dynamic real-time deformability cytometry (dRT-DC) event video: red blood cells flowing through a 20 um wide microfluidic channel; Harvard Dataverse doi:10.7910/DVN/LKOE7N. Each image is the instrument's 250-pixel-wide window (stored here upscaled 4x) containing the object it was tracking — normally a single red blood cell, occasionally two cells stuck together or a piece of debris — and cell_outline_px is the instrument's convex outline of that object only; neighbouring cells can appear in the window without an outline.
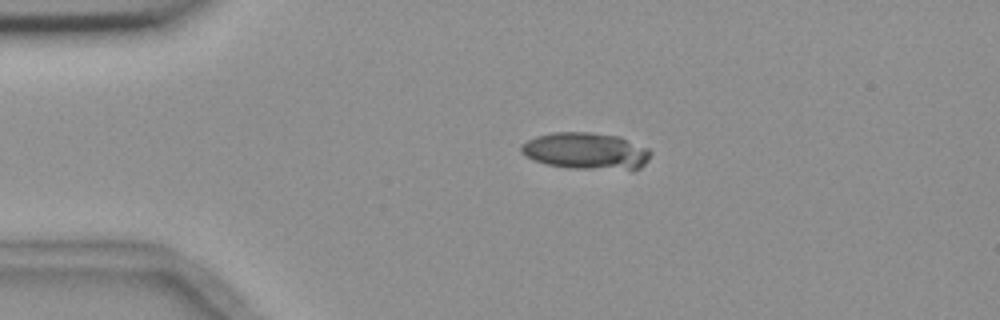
{"species": "common noctule bat (a hibernating species)", "species_latin": "Nyctalus noctula", "temperature_condition": "room temperature", "stored_images_in_passage": 5, "camera_frame_rate_fps": 3000, "um_per_image_px": 0.085, "animal": {"sex": "female", "body_mass_g": 18.4}, "frame": {"image": 1, "passage_image": 3, "time_ms": 2.333, "image_size_px": [1000, 320], "cell_outline_px": [[652, 152], [648, 160], [640, 168], [572, 168], [548, 164], [536, 160], [520, 152], [520, 144], [536, 136], [552, 132], [588, 132], [620, 136], [648, 148]], "centroid_in_image_um": [49.8, 12.8], "position_along_channel_um": 35.2, "area_um2": 27.34}}